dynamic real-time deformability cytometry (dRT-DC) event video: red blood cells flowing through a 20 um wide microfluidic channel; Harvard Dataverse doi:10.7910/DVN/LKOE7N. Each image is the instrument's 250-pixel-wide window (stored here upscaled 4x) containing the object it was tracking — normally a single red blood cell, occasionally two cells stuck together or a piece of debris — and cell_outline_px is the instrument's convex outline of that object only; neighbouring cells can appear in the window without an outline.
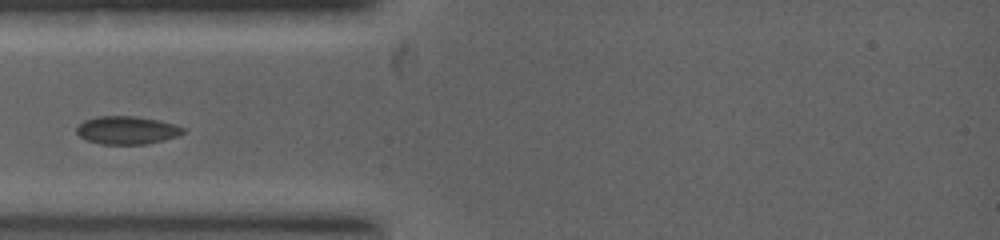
{"species": "common noctule bat (a hibernating species)", "species_latin": "Nyctalus noctula", "temperature_condition": "warm", "stored_images_in_passage": 3, "camera_frame_rate_fps": 5000, "um_per_image_px": 0.085, "animal": {"sex": "female", "body_mass_g": 19.0, "forearm_length_mm": 53.3}, "frame": {"image": 1, "passage_image": 3, "time_ms": 1.0, "image_size_px": [1000, 240], "cell_outline_px": [[184, 132], [176, 136], [164, 140], [144, 144], [100, 144], [88, 140], [80, 136], [76, 132], [76, 128], [84, 120], [96, 116], [136, 116], [156, 120], [172, 124], [184, 128]], "centroid_in_image_um": [10.75, 11.06], "position_along_channel_um": 74.3, "area_um2": 17.17}}